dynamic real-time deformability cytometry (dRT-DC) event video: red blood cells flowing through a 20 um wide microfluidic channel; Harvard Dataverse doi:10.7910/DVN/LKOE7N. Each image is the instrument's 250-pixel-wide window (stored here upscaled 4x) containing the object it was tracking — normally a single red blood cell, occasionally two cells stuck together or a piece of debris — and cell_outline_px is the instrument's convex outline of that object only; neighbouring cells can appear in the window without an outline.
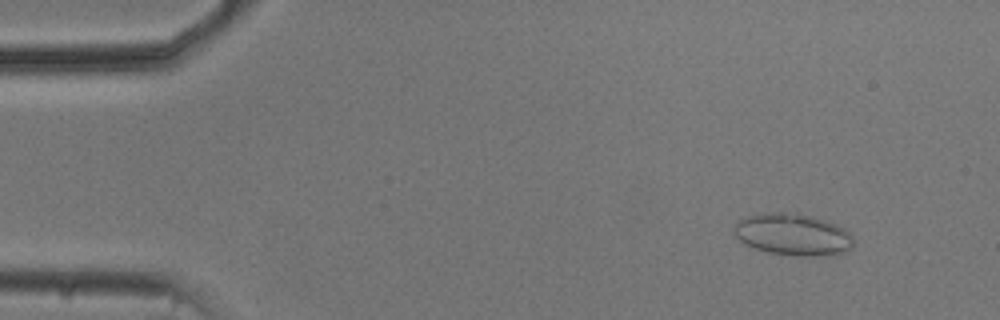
{"species": "common noctule bat (a hibernating species)", "species_latin": "Nyctalus noctula", "temperature_condition": "cold", "stored_images_in_passage": 33, "camera_frame_rate_fps": 3000, "um_per_image_px": 0.085, "animal": {"sex": "male", "body_mass_g": 20.5, "forearm_length_mm": 52.5}, "frame": {"image": 1, "passage_image": 5, "time_ms": 1.333, "image_size_px": [1000, 320], "cell_outline_px": [[856, 240], [844, 252], [832, 256], [800, 256], [768, 252], [744, 244], [732, 232], [732, 228], [740, 220], [748, 216], [768, 212], [796, 212], [824, 220], [836, 224], [844, 228]], "centroid_in_image_um": [67.4, 19.93], "position_along_channel_um": 17.6, "area_um2": 29.25}}
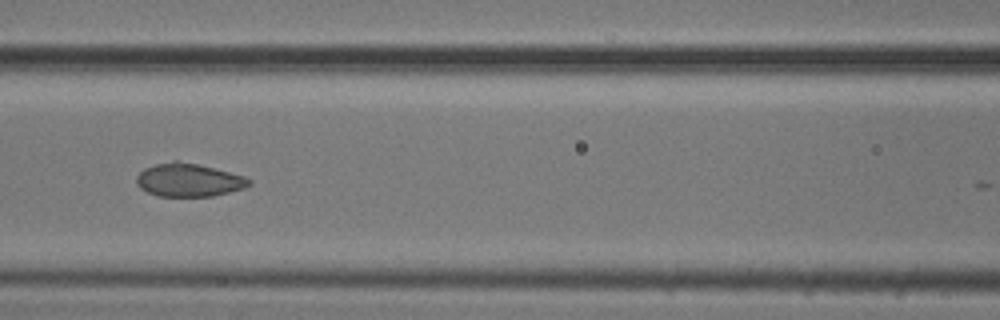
{"frame": {"image": 2, "passage_image": 23, "time_ms": 7.333, "image_size_px": [1000, 320], "cell_outline_px": [[252, 184], [244, 188], [212, 196], [160, 196], [148, 192], [140, 188], [136, 184], [136, 176], [144, 168], [156, 164], [172, 160], [176, 160], [196, 164], [244, 176], [252, 180]], "centroid_in_image_um": [16.02, 15.3], "position_along_channel_um": 150.6, "area_um2": 21.62}}
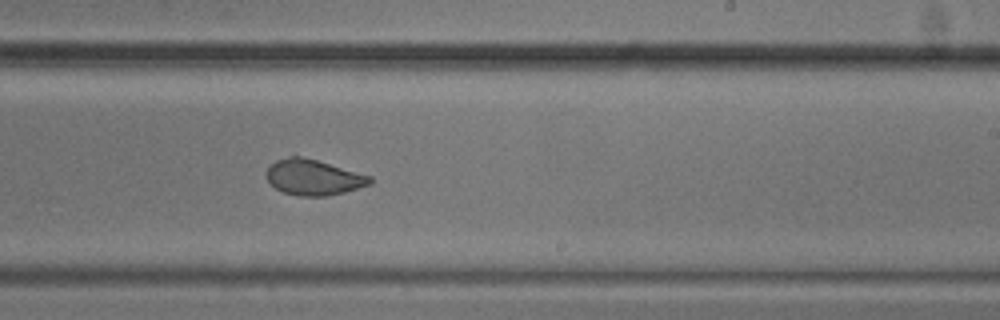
{"frame": {"image": 3, "passage_image": 32, "time_ms": 10.333, "image_size_px": [1000, 320], "cell_outline_px": [[372, 184], [344, 192], [324, 196], [300, 196], [284, 192], [276, 188], [268, 180], [268, 168], [276, 160], [292, 156], [300, 156], [316, 160], [372, 176]], "centroid_in_image_um": [26.68, 15.08], "position_along_channel_um": 262.3, "area_um2": 21.1}}